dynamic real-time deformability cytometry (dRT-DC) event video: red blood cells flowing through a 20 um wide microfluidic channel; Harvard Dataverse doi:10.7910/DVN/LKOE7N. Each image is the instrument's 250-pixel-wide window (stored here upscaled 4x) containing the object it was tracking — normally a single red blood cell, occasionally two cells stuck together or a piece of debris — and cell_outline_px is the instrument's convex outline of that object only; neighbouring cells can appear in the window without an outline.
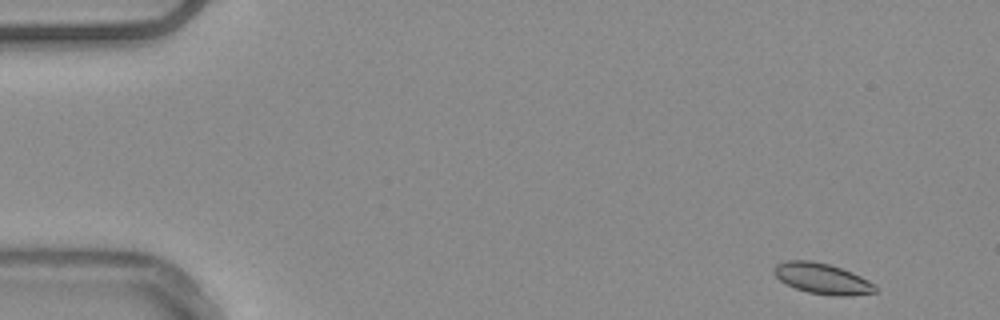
{"species": "common noctule bat (a hibernating species)", "species_latin": "Nyctalus noctula", "temperature_condition": "warm", "stored_images_in_passage": 52, "camera_frame_rate_fps": 3000, "um_per_image_px": 0.085, "animal": {"sex": "male", "body_mass_g": 20.4}, "frame": {"image": 1, "passage_image": 2, "time_ms": 0.333, "image_size_px": [1000, 320], "cell_outline_px": [[876, 292], [848, 296], [832, 296], [808, 292], [796, 288], [780, 280], [772, 272], [772, 268], [776, 264], [784, 260], [812, 260], [828, 264], [852, 272], [876, 284]], "centroid_in_image_um": [69.87, 23.67], "position_along_channel_um": 15.1, "area_um2": 18.21}}
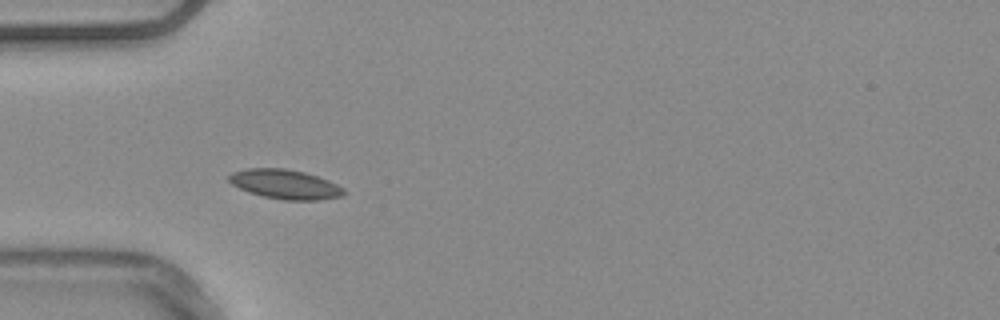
{"frame": {"image": 2, "passage_image": 15, "time_ms": 4.667, "image_size_px": [1000, 320], "cell_outline_px": [[348, 192], [344, 196], [320, 200], [284, 200], [264, 196], [248, 192], [232, 184], [228, 180], [228, 176], [232, 172], [248, 168], [284, 168], [304, 172], [328, 180], [344, 188]], "centroid_in_image_um": [24.26, 15.67], "position_along_channel_um": 60.7, "area_um2": 19.77}}
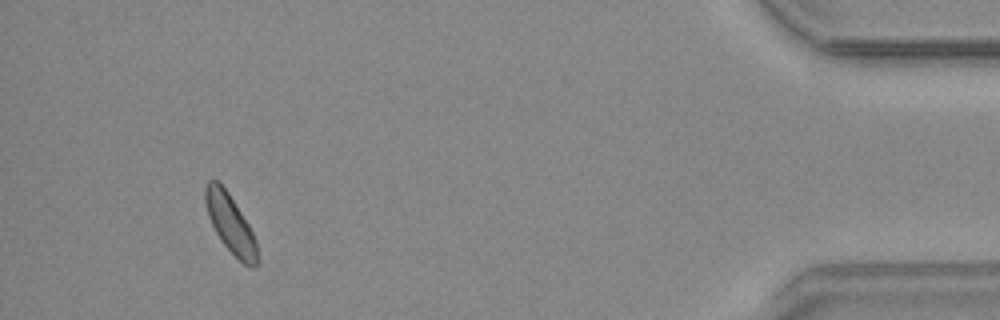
{"frame": {"image": 3, "passage_image": 49, "time_ms": 16.0, "image_size_px": [1000, 320], "cell_outline_px": [[260, 260], [256, 268], [252, 268], [244, 264], [220, 240], [208, 216], [204, 200], [204, 188], [208, 180], [216, 180], [228, 192], [248, 224], [256, 240]], "centroid_in_image_um": [19.6, 19.05], "position_along_channel_um": 415.6, "area_um2": 17.69}, "authors_computed_cell_mechanics": {"area_um2": 17.8602, "velocity_mm_per_s": 3.7271, "shape_relaxation_time_tau1_ms": 4.31, "shape_relaxation_time_tau2_ms": null, "deformation_change_tau1": 0.0619, "deformation_change_tau2": null}}